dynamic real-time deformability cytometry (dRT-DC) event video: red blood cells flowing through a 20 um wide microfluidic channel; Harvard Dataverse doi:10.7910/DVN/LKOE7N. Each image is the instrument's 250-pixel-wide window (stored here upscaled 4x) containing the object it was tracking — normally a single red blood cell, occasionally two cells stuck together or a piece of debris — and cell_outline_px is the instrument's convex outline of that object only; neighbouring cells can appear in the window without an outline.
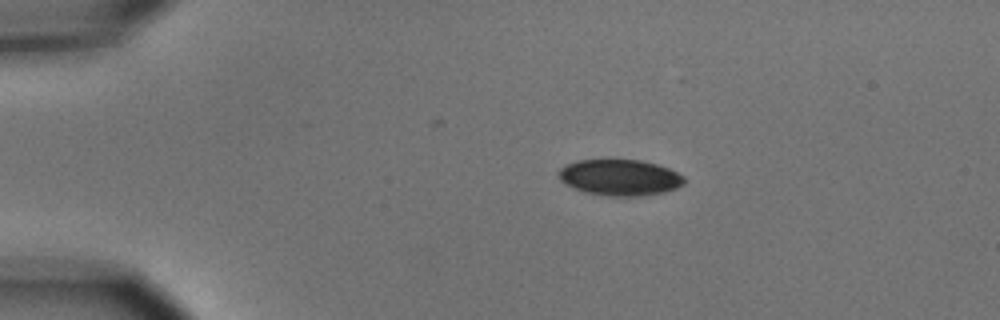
{"species": "common noctule bat (a hibernating species)", "species_latin": "Nyctalus noctula", "temperature_condition": "cold", "stored_images_in_passage": 7, "camera_frame_rate_fps": 3000, "um_per_image_px": 0.085, "animal": {"sex": "male", "body_mass_g": 15.6}, "frame": {"image": 1, "passage_image": 2, "time_ms": 1.0, "image_size_px": [1000, 320], "cell_outline_px": [[684, 184], [676, 188], [664, 192], [644, 196], [612, 196], [584, 192], [560, 180], [556, 176], [556, 172], [564, 164], [576, 160], [640, 160], [656, 164], [668, 168], [684, 176]], "centroid_in_image_um": [52.66, 15.08], "position_along_channel_um": 32.3, "area_um2": 26.47}}
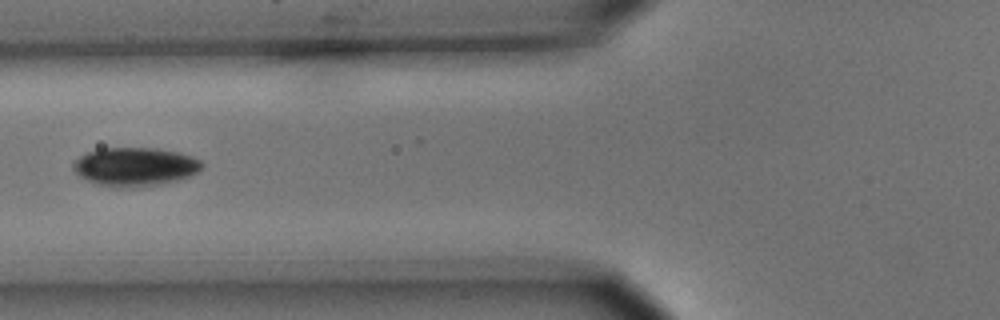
{"frame": {"image": 2, "passage_image": 5, "time_ms": 4.667, "image_size_px": [1000, 320], "cell_outline_px": [[204, 164], [196, 172], [188, 176], [176, 180], [160, 184], [132, 188], [128, 188], [100, 184], [88, 180], [80, 176], [72, 168], [72, 164], [80, 156], [88, 152], [100, 148], [156, 148], [180, 152], [192, 156], [200, 160]], "centroid_in_image_um": [11.48, 14.16], "position_along_channel_um": 114.3, "area_um2": 28.73}}
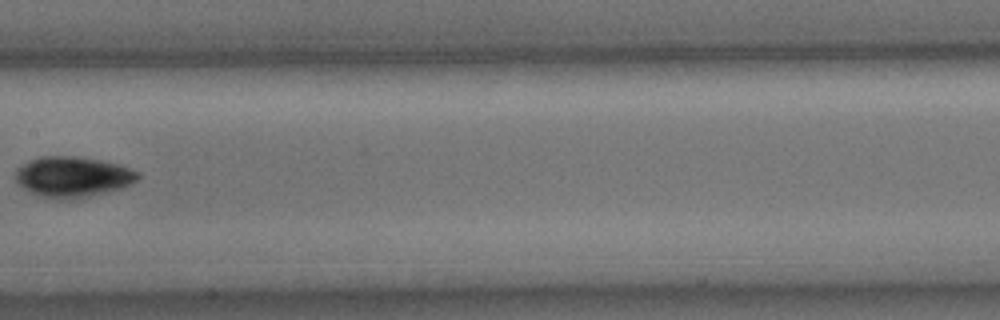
{"frame": {"image": 3, "passage_image": 7, "time_ms": 7.0, "image_size_px": [1000, 320], "cell_outline_px": [[140, 176], [136, 180], [120, 188], [88, 196], [64, 200], [60, 200], [40, 196], [16, 184], [16, 168], [40, 156], [72, 156], [100, 160], [116, 164], [140, 172]], "centroid_in_image_um": [6.14, 15.03], "position_along_channel_um": 201.3, "area_um2": 28.5}}